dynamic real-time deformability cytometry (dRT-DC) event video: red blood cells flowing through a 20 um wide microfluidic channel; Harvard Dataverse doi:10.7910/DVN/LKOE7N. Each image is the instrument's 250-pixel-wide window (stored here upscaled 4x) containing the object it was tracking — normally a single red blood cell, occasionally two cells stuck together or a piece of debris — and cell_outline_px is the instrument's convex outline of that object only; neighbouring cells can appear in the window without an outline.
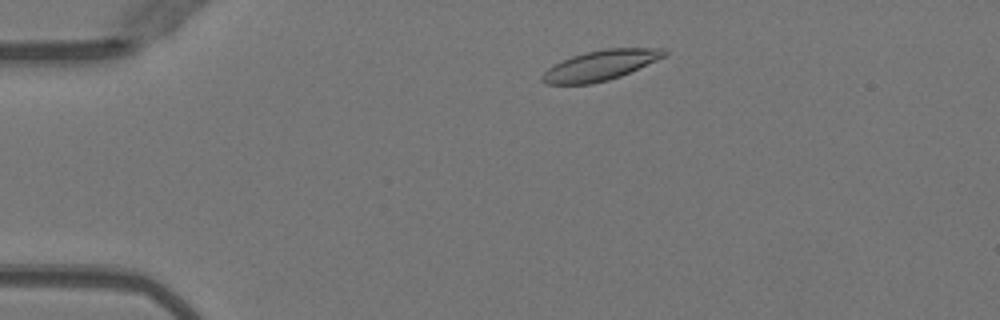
{"species": "Egyptian fruit bat (a non-hibernating species)", "species_latin": "Rousettus aegyptiacus", "temperature_condition": "warm", "stored_images_in_passage": 47, "camera_frame_rate_fps": 3000, "um_per_image_px": 0.085, "animal": {"sex": "female"}, "frame": {"image": 1, "passage_image": 6, "time_ms": 1.667, "image_size_px": [1000, 320], "cell_outline_px": [[668, 56], [620, 76], [608, 80], [592, 84], [544, 84], [540, 80], [540, 76], [552, 64], [572, 56], [588, 52], [608, 48], [664, 48], [668, 52]], "centroid_in_image_um": [51.04, 5.56], "position_along_channel_um": 34.0, "area_um2": 21.56}}
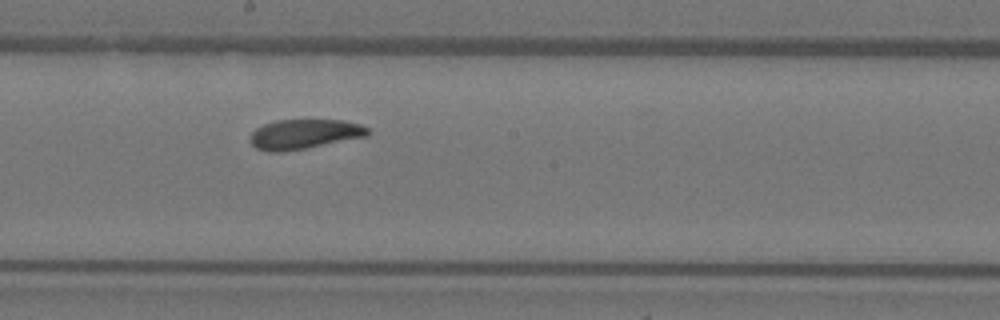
{"frame": {"image": 2, "passage_image": 24, "time_ms": 7.667, "image_size_px": [1000, 320], "cell_outline_px": [[372, 132], [368, 136], [284, 152], [268, 152], [256, 148], [248, 140], [252, 132], [256, 128], [264, 124], [276, 120], [344, 120], [360, 124], [368, 128]], "centroid_in_image_um": [25.86, 11.4], "position_along_channel_um": 222.3, "area_um2": 20.52}}
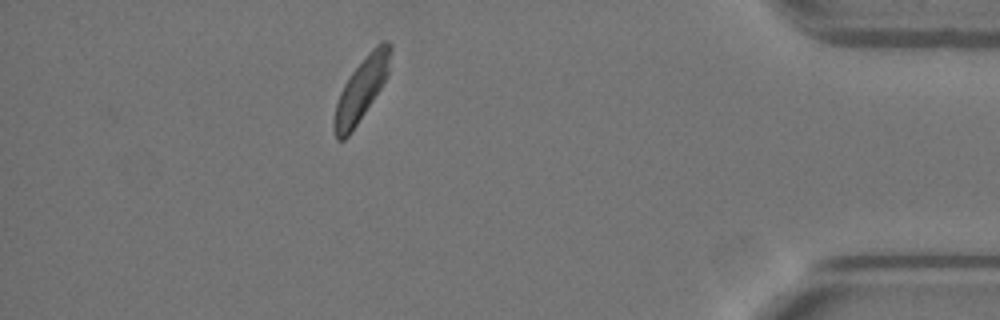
{"frame": {"image": 3, "passage_image": 41, "time_ms": 13.333, "image_size_px": [1000, 320], "cell_outline_px": [[392, 48], [388, 76], [352, 132], [344, 140], [336, 140], [332, 132], [332, 124], [336, 104], [340, 92], [344, 84], [352, 72], [368, 52], [380, 40], [384, 40], [392, 44]], "centroid_in_image_um": [30.7, 7.6], "position_along_channel_um": 404.5, "area_um2": 20.81}, "authors_computed_cell_mechanics": {"area_um2": 21.097, "velocity_mm_per_s": 3.9807, "shape_relaxation_time_tau1_ms": 2.7872, "shape_relaxation_time_tau2_ms": 2.4055, "deformation_change_tau1": 0.1044, "deformation_change_tau2": 0.0946}}